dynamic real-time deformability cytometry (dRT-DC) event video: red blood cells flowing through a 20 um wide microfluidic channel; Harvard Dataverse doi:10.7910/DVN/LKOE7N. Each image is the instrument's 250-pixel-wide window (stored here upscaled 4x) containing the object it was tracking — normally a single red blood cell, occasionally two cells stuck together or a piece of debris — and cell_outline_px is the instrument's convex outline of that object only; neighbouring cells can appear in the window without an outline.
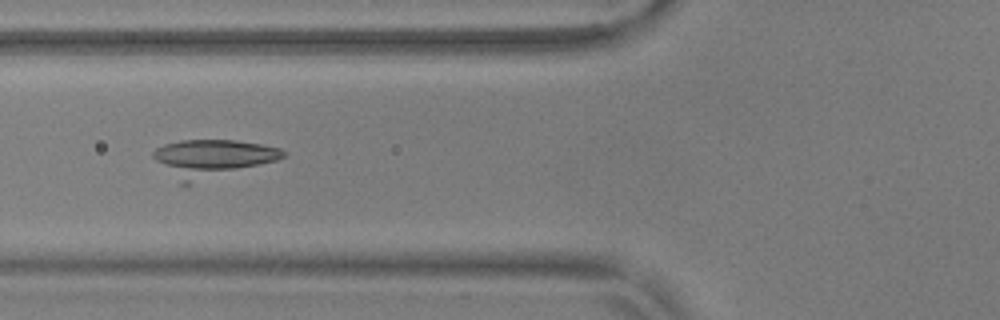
{"species": "common noctule bat (a hibernating species)", "species_latin": "Nyctalus noctula", "temperature_condition": "warm", "stored_images_in_passage": 38, "camera_frame_rate_fps": 3000, "um_per_image_px": 0.085, "animal": {"sex": "male", "body_mass_g": 17.9, "forearm_length_mm": 54.2}, "frame": {"image": 1, "passage_image": 9, "time_ms": 2.667, "image_size_px": [1000, 320], "cell_outline_px": [[284, 156], [276, 160], [188, 184], [180, 184], [152, 156], [152, 152], [156, 148], [164, 144], [180, 140], [236, 140], [260, 144], [280, 148], [284, 152]], "centroid_in_image_um": [17.98, 13.43], "position_along_channel_um": 107.8, "area_um2": 27.63}}
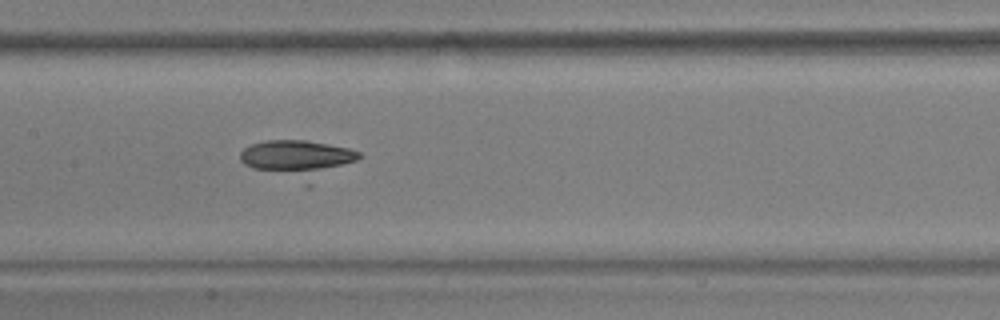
{"frame": {"image": 2, "passage_image": 15, "time_ms": 4.667, "image_size_px": [1000, 320], "cell_outline_px": [[364, 156], [308, 188], [252, 168], [244, 164], [240, 160], [240, 152], [244, 148], [252, 144], [264, 140], [304, 140], [328, 144], [348, 148], [360, 152]], "centroid_in_image_um": [25.35, 13.58], "position_along_channel_um": 182.1, "area_um2": 27.17}}
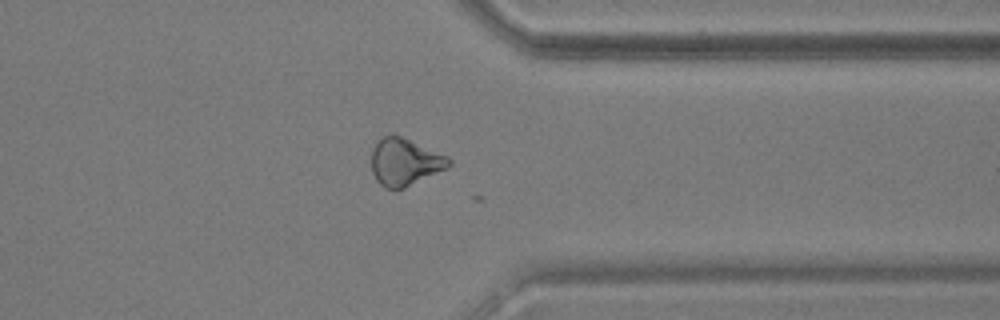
{"frame": {"image": 3, "passage_image": 31, "time_ms": 10.0, "image_size_px": [1000, 320], "cell_outline_px": [[452, 164], [448, 168], [404, 188], [384, 188], [376, 180], [372, 172], [372, 148], [384, 136], [400, 136], [448, 156], [452, 160]], "centroid_in_image_um": [34.43, 13.79], "position_along_channel_um": 377.0, "area_um2": 21.04}}